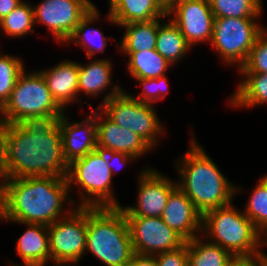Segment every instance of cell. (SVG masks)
Listing matches in <instances>:
<instances>
[{"mask_svg":"<svg viewBox=\"0 0 267 266\" xmlns=\"http://www.w3.org/2000/svg\"><path fill=\"white\" fill-rule=\"evenodd\" d=\"M68 167L57 120L5 124L3 178H66Z\"/></svg>","mask_w":267,"mask_h":266,"instance_id":"1","label":"cell"},{"mask_svg":"<svg viewBox=\"0 0 267 266\" xmlns=\"http://www.w3.org/2000/svg\"><path fill=\"white\" fill-rule=\"evenodd\" d=\"M69 191L67 178L57 176L3 178L0 183V219L49 226L74 209L70 208L67 213L62 210L65 201L74 202Z\"/></svg>","mask_w":267,"mask_h":266,"instance_id":"2","label":"cell"},{"mask_svg":"<svg viewBox=\"0 0 267 266\" xmlns=\"http://www.w3.org/2000/svg\"><path fill=\"white\" fill-rule=\"evenodd\" d=\"M185 154L182 160L178 159L182 162V165L181 162L177 165L182 181H178L177 186L202 215L231 204L238 188L228 181L195 139Z\"/></svg>","mask_w":267,"mask_h":266,"instance_id":"3","label":"cell"},{"mask_svg":"<svg viewBox=\"0 0 267 266\" xmlns=\"http://www.w3.org/2000/svg\"><path fill=\"white\" fill-rule=\"evenodd\" d=\"M107 266H127L135 254L120 207H87L86 250Z\"/></svg>","mask_w":267,"mask_h":266,"instance_id":"4","label":"cell"},{"mask_svg":"<svg viewBox=\"0 0 267 266\" xmlns=\"http://www.w3.org/2000/svg\"><path fill=\"white\" fill-rule=\"evenodd\" d=\"M202 231L214 244L228 250L235 258L255 257L263 253V234L232 203L203 214ZM262 235V236H261Z\"/></svg>","mask_w":267,"mask_h":266,"instance_id":"5","label":"cell"},{"mask_svg":"<svg viewBox=\"0 0 267 266\" xmlns=\"http://www.w3.org/2000/svg\"><path fill=\"white\" fill-rule=\"evenodd\" d=\"M64 111L53 99L38 71L18 77L8 101L0 109L5 124L58 120Z\"/></svg>","mask_w":267,"mask_h":266,"instance_id":"6","label":"cell"},{"mask_svg":"<svg viewBox=\"0 0 267 266\" xmlns=\"http://www.w3.org/2000/svg\"><path fill=\"white\" fill-rule=\"evenodd\" d=\"M112 177L107 166L106 151L96 149L73 160L69 164L66 178L69 187L78 184L83 189L79 194L82 197L79 207H120L111 190Z\"/></svg>","mask_w":267,"mask_h":266,"instance_id":"7","label":"cell"},{"mask_svg":"<svg viewBox=\"0 0 267 266\" xmlns=\"http://www.w3.org/2000/svg\"><path fill=\"white\" fill-rule=\"evenodd\" d=\"M110 89L99 108L117 125L129 128L154 148L159 139L157 137L164 133L154 106L133 99L120 86L114 85Z\"/></svg>","mask_w":267,"mask_h":266,"instance_id":"8","label":"cell"},{"mask_svg":"<svg viewBox=\"0 0 267 266\" xmlns=\"http://www.w3.org/2000/svg\"><path fill=\"white\" fill-rule=\"evenodd\" d=\"M257 17L214 19L211 45L227 64L246 62L248 55L263 27L256 23Z\"/></svg>","mask_w":267,"mask_h":266,"instance_id":"9","label":"cell"},{"mask_svg":"<svg viewBox=\"0 0 267 266\" xmlns=\"http://www.w3.org/2000/svg\"><path fill=\"white\" fill-rule=\"evenodd\" d=\"M47 227L53 265L78 263L86 255L87 207H74L68 215Z\"/></svg>","mask_w":267,"mask_h":266,"instance_id":"10","label":"cell"},{"mask_svg":"<svg viewBox=\"0 0 267 266\" xmlns=\"http://www.w3.org/2000/svg\"><path fill=\"white\" fill-rule=\"evenodd\" d=\"M94 7L89 0H44L33 6L34 22L47 26L59 43L68 42L80 21Z\"/></svg>","mask_w":267,"mask_h":266,"instance_id":"11","label":"cell"},{"mask_svg":"<svg viewBox=\"0 0 267 266\" xmlns=\"http://www.w3.org/2000/svg\"><path fill=\"white\" fill-rule=\"evenodd\" d=\"M135 254L154 256L183 246L186 241L161 217H125Z\"/></svg>","mask_w":267,"mask_h":266,"instance_id":"12","label":"cell"},{"mask_svg":"<svg viewBox=\"0 0 267 266\" xmlns=\"http://www.w3.org/2000/svg\"><path fill=\"white\" fill-rule=\"evenodd\" d=\"M144 169L139 175L138 201L135 207H122L125 217H161L170 193L177 187L160 172Z\"/></svg>","mask_w":267,"mask_h":266,"instance_id":"13","label":"cell"},{"mask_svg":"<svg viewBox=\"0 0 267 266\" xmlns=\"http://www.w3.org/2000/svg\"><path fill=\"white\" fill-rule=\"evenodd\" d=\"M167 15L175 16L169 19L180 29L191 47L198 42H211L215 17L209 0H182Z\"/></svg>","mask_w":267,"mask_h":266,"instance_id":"14","label":"cell"},{"mask_svg":"<svg viewBox=\"0 0 267 266\" xmlns=\"http://www.w3.org/2000/svg\"><path fill=\"white\" fill-rule=\"evenodd\" d=\"M99 110L100 108L96 107L97 146L99 150L123 152L137 159L152 149L129 128L120 127L103 111L99 112Z\"/></svg>","mask_w":267,"mask_h":266,"instance_id":"15","label":"cell"},{"mask_svg":"<svg viewBox=\"0 0 267 266\" xmlns=\"http://www.w3.org/2000/svg\"><path fill=\"white\" fill-rule=\"evenodd\" d=\"M90 115L91 117L76 123H71L64 114L57 120L62 136L63 155L68 164L98 149L96 110Z\"/></svg>","mask_w":267,"mask_h":266,"instance_id":"16","label":"cell"},{"mask_svg":"<svg viewBox=\"0 0 267 266\" xmlns=\"http://www.w3.org/2000/svg\"><path fill=\"white\" fill-rule=\"evenodd\" d=\"M161 218L186 242L202 231V213L178 186L170 193Z\"/></svg>","mask_w":267,"mask_h":266,"instance_id":"17","label":"cell"},{"mask_svg":"<svg viewBox=\"0 0 267 266\" xmlns=\"http://www.w3.org/2000/svg\"><path fill=\"white\" fill-rule=\"evenodd\" d=\"M44 77L53 99L65 110V106L76 101L78 94L79 63L72 61L59 62L55 67L39 71Z\"/></svg>","mask_w":267,"mask_h":266,"instance_id":"18","label":"cell"},{"mask_svg":"<svg viewBox=\"0 0 267 266\" xmlns=\"http://www.w3.org/2000/svg\"><path fill=\"white\" fill-rule=\"evenodd\" d=\"M108 4L107 19L118 26L168 17L158 0H108Z\"/></svg>","mask_w":267,"mask_h":266,"instance_id":"19","label":"cell"},{"mask_svg":"<svg viewBox=\"0 0 267 266\" xmlns=\"http://www.w3.org/2000/svg\"><path fill=\"white\" fill-rule=\"evenodd\" d=\"M29 227L17 239V254L24 261L22 266H45L50 261L48 227L43 224H27ZM49 259V260H48ZM11 266H19L18 264Z\"/></svg>","mask_w":267,"mask_h":266,"instance_id":"20","label":"cell"},{"mask_svg":"<svg viewBox=\"0 0 267 266\" xmlns=\"http://www.w3.org/2000/svg\"><path fill=\"white\" fill-rule=\"evenodd\" d=\"M112 68L107 59H97L86 65L79 64L78 94L83 92L89 97L97 96L110 87Z\"/></svg>","mask_w":267,"mask_h":266,"instance_id":"21","label":"cell"},{"mask_svg":"<svg viewBox=\"0 0 267 266\" xmlns=\"http://www.w3.org/2000/svg\"><path fill=\"white\" fill-rule=\"evenodd\" d=\"M159 19L155 50L174 65L188 53L191 45L171 19L163 24L159 23Z\"/></svg>","mask_w":267,"mask_h":266,"instance_id":"22","label":"cell"},{"mask_svg":"<svg viewBox=\"0 0 267 266\" xmlns=\"http://www.w3.org/2000/svg\"><path fill=\"white\" fill-rule=\"evenodd\" d=\"M197 236L187 241L188 266H231L235 257L212 242L203 243Z\"/></svg>","mask_w":267,"mask_h":266,"instance_id":"23","label":"cell"},{"mask_svg":"<svg viewBox=\"0 0 267 266\" xmlns=\"http://www.w3.org/2000/svg\"><path fill=\"white\" fill-rule=\"evenodd\" d=\"M123 53L129 57L128 72L134 79L158 78L171 66L155 49Z\"/></svg>","mask_w":267,"mask_h":266,"instance_id":"24","label":"cell"},{"mask_svg":"<svg viewBox=\"0 0 267 266\" xmlns=\"http://www.w3.org/2000/svg\"><path fill=\"white\" fill-rule=\"evenodd\" d=\"M120 26L126 30L121 43L117 44L123 52L155 49L158 18L149 22H132Z\"/></svg>","mask_w":267,"mask_h":266,"instance_id":"25","label":"cell"},{"mask_svg":"<svg viewBox=\"0 0 267 266\" xmlns=\"http://www.w3.org/2000/svg\"><path fill=\"white\" fill-rule=\"evenodd\" d=\"M244 81L240 82L238 89L229 100L233 107H253L267 104V73H240Z\"/></svg>","mask_w":267,"mask_h":266,"instance_id":"26","label":"cell"},{"mask_svg":"<svg viewBox=\"0 0 267 266\" xmlns=\"http://www.w3.org/2000/svg\"><path fill=\"white\" fill-rule=\"evenodd\" d=\"M99 11L94 7L78 24L75 32L68 40L69 42L74 41L76 44L81 45L86 50V57L91 58L95 53L104 52V48L107 46V40L109 38L105 37L98 29L89 28V25L95 22L96 19L99 20ZM90 29V30H89Z\"/></svg>","mask_w":267,"mask_h":266,"instance_id":"27","label":"cell"},{"mask_svg":"<svg viewBox=\"0 0 267 266\" xmlns=\"http://www.w3.org/2000/svg\"><path fill=\"white\" fill-rule=\"evenodd\" d=\"M215 18L258 17L262 10V0H209Z\"/></svg>","mask_w":267,"mask_h":266,"instance_id":"28","label":"cell"},{"mask_svg":"<svg viewBox=\"0 0 267 266\" xmlns=\"http://www.w3.org/2000/svg\"><path fill=\"white\" fill-rule=\"evenodd\" d=\"M35 25L34 9L28 2H22L13 9L7 16L0 20V27L6 35L13 37H23L28 35Z\"/></svg>","mask_w":267,"mask_h":266,"instance_id":"29","label":"cell"},{"mask_svg":"<svg viewBox=\"0 0 267 266\" xmlns=\"http://www.w3.org/2000/svg\"><path fill=\"white\" fill-rule=\"evenodd\" d=\"M259 181L246 204L244 214L264 234L267 232V177Z\"/></svg>","mask_w":267,"mask_h":266,"instance_id":"30","label":"cell"},{"mask_svg":"<svg viewBox=\"0 0 267 266\" xmlns=\"http://www.w3.org/2000/svg\"><path fill=\"white\" fill-rule=\"evenodd\" d=\"M24 70L20 58L0 53V109L8 101L19 75Z\"/></svg>","mask_w":267,"mask_h":266,"instance_id":"31","label":"cell"},{"mask_svg":"<svg viewBox=\"0 0 267 266\" xmlns=\"http://www.w3.org/2000/svg\"><path fill=\"white\" fill-rule=\"evenodd\" d=\"M239 73H267V31L264 28L256 39L246 62L239 69Z\"/></svg>","mask_w":267,"mask_h":266,"instance_id":"32","label":"cell"},{"mask_svg":"<svg viewBox=\"0 0 267 266\" xmlns=\"http://www.w3.org/2000/svg\"><path fill=\"white\" fill-rule=\"evenodd\" d=\"M136 80H138L141 86H143V91L139 96H130L137 101L152 104L155 101L165 98L166 93L168 92L169 85L166 75L160 76L158 78Z\"/></svg>","mask_w":267,"mask_h":266,"instance_id":"33","label":"cell"},{"mask_svg":"<svg viewBox=\"0 0 267 266\" xmlns=\"http://www.w3.org/2000/svg\"><path fill=\"white\" fill-rule=\"evenodd\" d=\"M154 256L157 266H188L187 242L178 249Z\"/></svg>","mask_w":267,"mask_h":266,"instance_id":"34","label":"cell"},{"mask_svg":"<svg viewBox=\"0 0 267 266\" xmlns=\"http://www.w3.org/2000/svg\"><path fill=\"white\" fill-rule=\"evenodd\" d=\"M106 156H107V166L109 167L111 174L113 176V174L115 173V169H117V167L114 168V165H118L121 167V165L125 164L126 161L128 162L131 160H134L136 158H134L131 155H128L126 153L123 152H117V151H106Z\"/></svg>","mask_w":267,"mask_h":266,"instance_id":"35","label":"cell"},{"mask_svg":"<svg viewBox=\"0 0 267 266\" xmlns=\"http://www.w3.org/2000/svg\"><path fill=\"white\" fill-rule=\"evenodd\" d=\"M127 266H157L155 256L134 254Z\"/></svg>","mask_w":267,"mask_h":266,"instance_id":"36","label":"cell"},{"mask_svg":"<svg viewBox=\"0 0 267 266\" xmlns=\"http://www.w3.org/2000/svg\"><path fill=\"white\" fill-rule=\"evenodd\" d=\"M231 266H262V253L255 257L235 258Z\"/></svg>","mask_w":267,"mask_h":266,"instance_id":"37","label":"cell"},{"mask_svg":"<svg viewBox=\"0 0 267 266\" xmlns=\"http://www.w3.org/2000/svg\"><path fill=\"white\" fill-rule=\"evenodd\" d=\"M23 0H0V20L19 6Z\"/></svg>","mask_w":267,"mask_h":266,"instance_id":"38","label":"cell"},{"mask_svg":"<svg viewBox=\"0 0 267 266\" xmlns=\"http://www.w3.org/2000/svg\"><path fill=\"white\" fill-rule=\"evenodd\" d=\"M5 123L0 119V179L3 178V133Z\"/></svg>","mask_w":267,"mask_h":266,"instance_id":"39","label":"cell"},{"mask_svg":"<svg viewBox=\"0 0 267 266\" xmlns=\"http://www.w3.org/2000/svg\"><path fill=\"white\" fill-rule=\"evenodd\" d=\"M181 1L182 0H158L159 4L167 13Z\"/></svg>","mask_w":267,"mask_h":266,"instance_id":"40","label":"cell"},{"mask_svg":"<svg viewBox=\"0 0 267 266\" xmlns=\"http://www.w3.org/2000/svg\"><path fill=\"white\" fill-rule=\"evenodd\" d=\"M262 266H267V255L262 253Z\"/></svg>","mask_w":267,"mask_h":266,"instance_id":"41","label":"cell"},{"mask_svg":"<svg viewBox=\"0 0 267 266\" xmlns=\"http://www.w3.org/2000/svg\"><path fill=\"white\" fill-rule=\"evenodd\" d=\"M263 235H265L264 238H267V232L264 233ZM263 244H264V246L267 245V239H264Z\"/></svg>","mask_w":267,"mask_h":266,"instance_id":"42","label":"cell"}]
</instances>
